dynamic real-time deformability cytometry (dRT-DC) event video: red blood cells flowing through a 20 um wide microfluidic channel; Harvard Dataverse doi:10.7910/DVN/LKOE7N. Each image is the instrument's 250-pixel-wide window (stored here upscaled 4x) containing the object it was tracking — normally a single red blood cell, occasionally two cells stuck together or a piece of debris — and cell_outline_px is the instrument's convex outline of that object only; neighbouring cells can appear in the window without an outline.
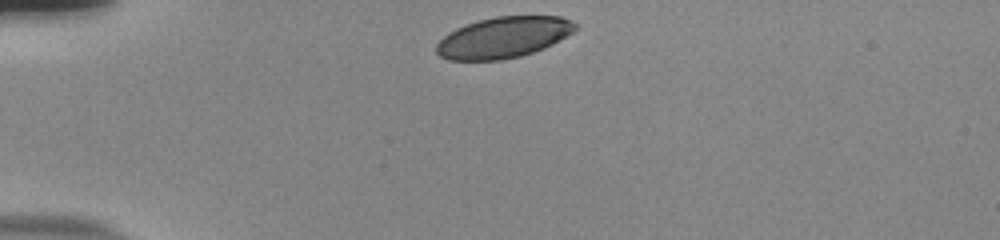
{"species": "human", "species_latin": "Homo sapiens", "temperature_condition": "room temperature", "stored_images_in_passage": 33, "camera_frame_rate_fps": 3000, "um_per_image_px": 0.085, "donor": {"sex": "male"}, "frame": {"image": 1, "passage_image": 1, "time_ms": 0.0, "image_size_px": [1000, 240], "cell_outline_px": [[576, 28], [572, 32], [552, 44], [544, 48], [520, 56], [500, 60], [448, 60], [440, 56], [436, 52], [436, 44], [448, 32], [456, 28], [480, 20], [496, 16], [560, 16], [572, 20], [576, 24]], "centroid_in_image_um": [42.78, 3.18], "position_along_channel_um": 42.2, "area_um2": 33.0}}
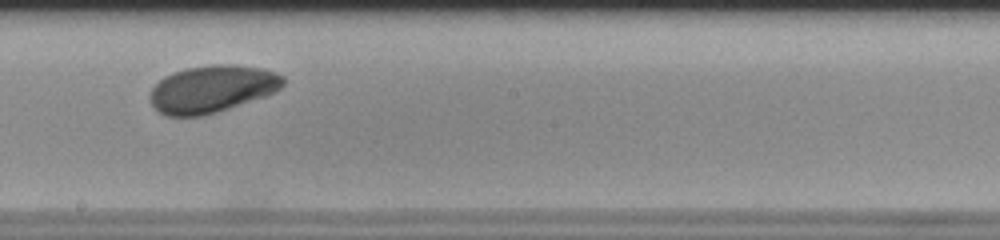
{"frame": {"image": 2, "passage_image": 19, "time_ms": 6.0, "image_size_px": [1000, 240], "cell_outline_px": [[284, 84], [276, 92], [204, 116], [164, 116], [152, 104], [148, 96], [152, 88], [164, 76], [172, 72], [184, 68], [212, 64], [232, 64], [264, 68], [276, 72], [284, 76]], "centroid_in_image_um": [18.02, 7.54], "position_along_channel_um": 230.2, "area_um2": 36.82}}
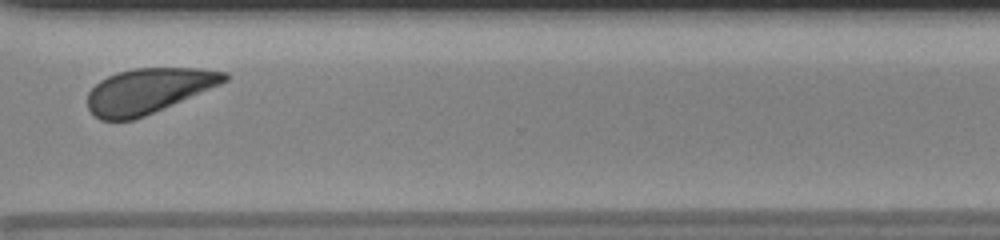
{"frame": {"image": 3, "passage_image": 29, "time_ms": 9.333, "image_size_px": [1000, 240], "cell_outline_px": [[228, 80], [220, 84], [144, 116], [132, 120], [100, 120], [88, 108], [88, 92], [100, 80], [116, 72], [136, 68], [200, 68], [228, 72]], "centroid_in_image_um": [12.6, 7.7], "position_along_channel_um": 358.0, "area_um2": 35.55}, "authors_computed_cell_mechanics": {"area_um2": 36.2406, "velocity_mm_per_s": 3.8247, "shape_relaxation_time_tau1_ms": 4.9102, "shape_relaxation_time_tau2_ms": null, "deformation_change_tau1": 0.1538, "deformation_change_tau2": null}}